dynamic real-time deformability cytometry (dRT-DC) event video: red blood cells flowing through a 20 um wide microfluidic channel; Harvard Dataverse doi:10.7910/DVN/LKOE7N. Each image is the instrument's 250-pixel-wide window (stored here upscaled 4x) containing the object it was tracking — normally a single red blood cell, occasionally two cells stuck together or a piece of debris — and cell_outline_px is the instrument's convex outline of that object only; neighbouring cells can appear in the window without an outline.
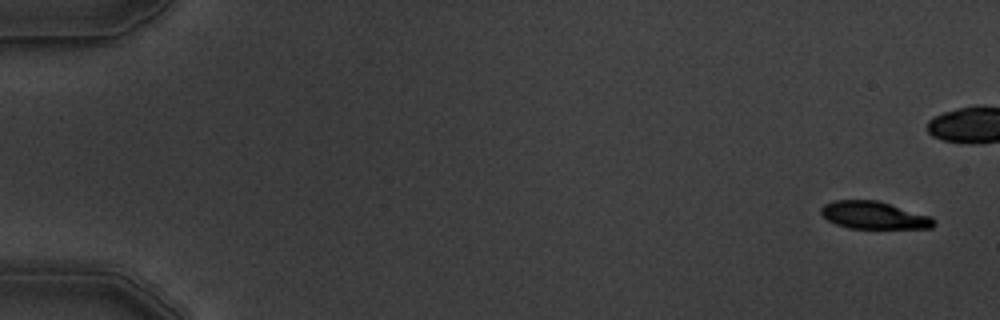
{"species": "common noctule bat (a hibernating species)", "species_latin": "Nyctalus noctula", "temperature_condition": "warm", "stored_images_in_passage": 6, "camera_frame_rate_fps": 3000, "um_per_image_px": 0.085, "animal": {"sex": "male", "body_mass_g": 19.5, "forearm_length_mm": 54.6}, "frame": {"image": 1, "passage_image": 1, "time_ms": 0.0, "image_size_px": [1000, 320], "cell_outline_px": [[936, 224], [932, 228], [848, 228], [836, 224], [828, 220], [820, 212], [820, 208], [824, 204], [836, 200], [876, 200], [932, 216], [936, 220]], "centroid_in_image_um": [74.31, 18.3], "position_along_channel_um": 10.7, "area_um2": 18.09}}
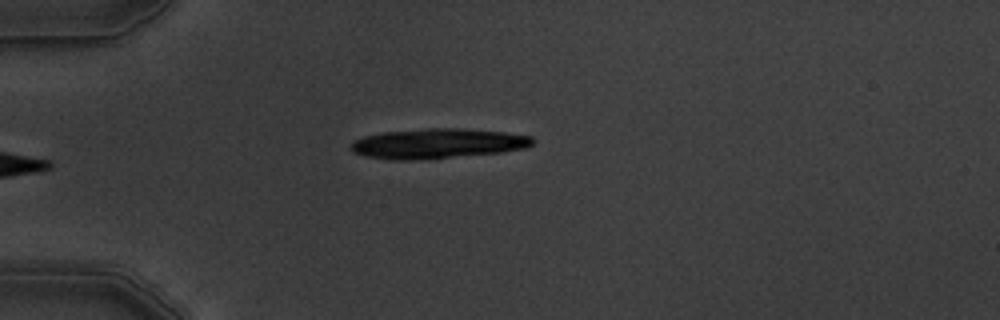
{"frame": {"image": 2, "passage_image": 6, "time_ms": 6.0, "image_size_px": [1000, 320], "cell_outline_px": [[536, 140], [532, 144], [524, 148], [500, 152], [408, 160], [392, 160], [364, 156], [352, 152], [348, 144], [352, 140], [364, 136], [384, 132], [424, 128], [464, 128], [504, 132], [532, 136]], "centroid_in_image_um": [37.14, 12.18], "position_along_channel_um": 47.9, "area_um2": 31.67}}